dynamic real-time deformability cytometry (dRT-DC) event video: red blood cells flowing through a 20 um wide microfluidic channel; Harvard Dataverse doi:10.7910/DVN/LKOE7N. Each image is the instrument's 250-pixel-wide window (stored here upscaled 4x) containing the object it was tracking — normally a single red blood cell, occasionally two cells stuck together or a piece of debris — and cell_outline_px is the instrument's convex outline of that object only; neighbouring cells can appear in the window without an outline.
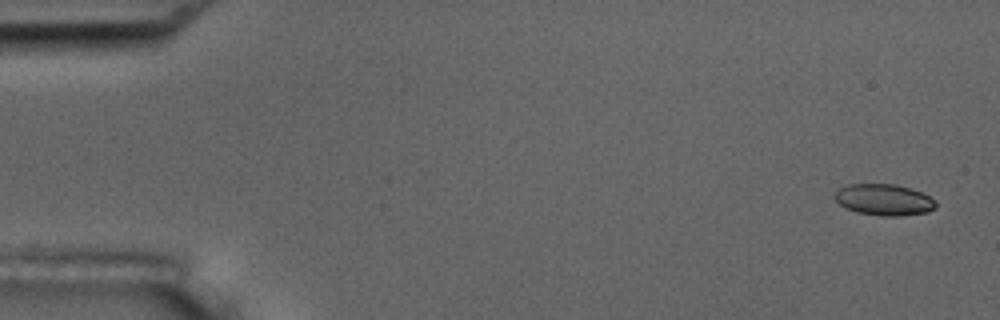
{"species": "common noctule bat (a hibernating species)", "species_latin": "Nyctalus noctula", "temperature_condition": "room temperature", "stored_images_in_passage": 4, "camera_frame_rate_fps": 3000, "um_per_image_px": 0.085, "animal": {"sex": "male", "body_mass_g": 17.5, "forearm_length_mm": 52.3}, "frame": {"image": 1, "passage_image": 1, "time_ms": 0.0, "image_size_px": [1000, 320], "cell_outline_px": [[936, 208], [928, 212], [900, 216], [880, 216], [856, 212], [840, 204], [832, 196], [840, 188], [848, 184], [896, 184], [912, 188], [936, 200]], "centroid_in_image_um": [75.16, 16.98], "position_along_channel_um": 9.8, "area_um2": 18.55}}
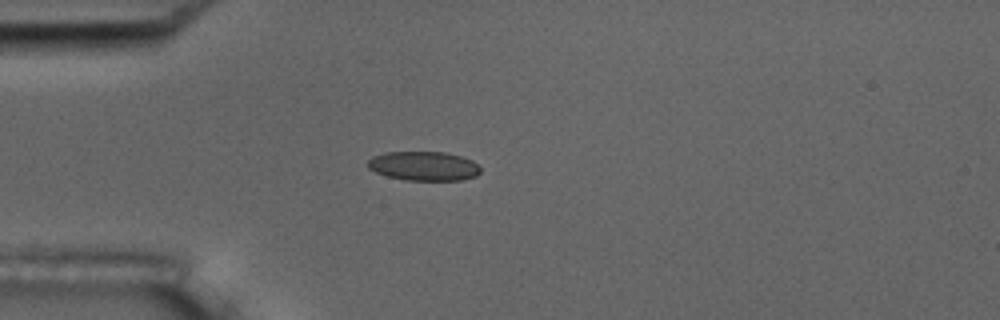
{"frame": {"image": 2, "passage_image": 4, "time_ms": 4.333, "image_size_px": [1000, 320], "cell_outline_px": [[480, 172], [476, 176], [460, 180], [404, 180], [388, 176], [376, 172], [368, 168], [368, 160], [372, 156], [384, 152], [444, 152], [460, 156], [472, 160], [480, 168]], "centroid_in_image_um": [36.0, 14.11], "position_along_channel_um": 49.0, "area_um2": 19.13}}